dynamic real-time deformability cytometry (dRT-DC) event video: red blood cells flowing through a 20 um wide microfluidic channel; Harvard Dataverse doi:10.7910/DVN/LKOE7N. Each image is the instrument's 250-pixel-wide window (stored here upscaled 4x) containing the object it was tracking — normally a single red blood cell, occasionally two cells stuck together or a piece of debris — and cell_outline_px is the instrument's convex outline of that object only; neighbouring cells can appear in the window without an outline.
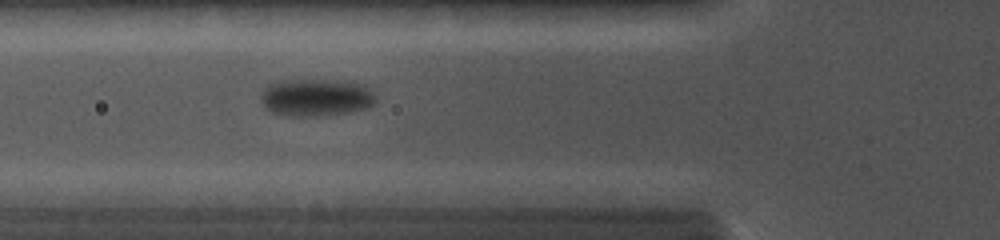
{"species": "common noctule bat (a hibernating species)", "species_latin": "Nyctalus noctula", "temperature_condition": "cold", "stored_images_in_passage": 7, "camera_frame_rate_fps": 5000, "um_per_image_px": 0.085, "animal": {"sex": "female", "body_mass_g": 19.0, "forearm_length_mm": 56.7}, "frame": {"image": 1, "passage_image": 6, "time_ms": 3.0, "image_size_px": [1000, 240], "cell_outline_px": [[376, 104], [368, 108], [356, 112], [324, 116], [288, 116], [272, 112], [264, 108], [260, 104], [260, 96], [264, 88], [268, 84], [276, 80], [348, 80], [364, 84], [376, 96]], "centroid_in_image_um": [26.88, 8.29], "position_along_channel_um": 98.9, "area_um2": 26.01}}
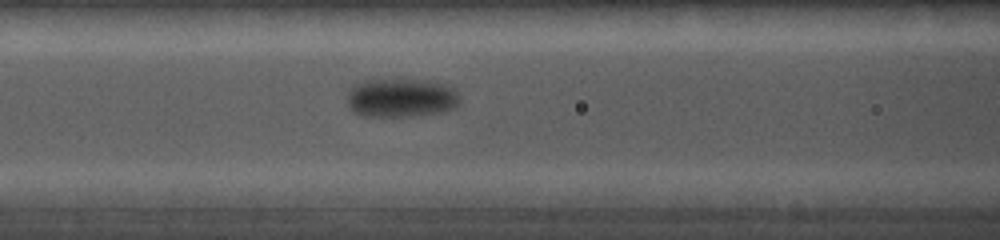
{"frame": {"image": 2, "passage_image": 7, "time_ms": 3.8, "image_size_px": [1000, 240], "cell_outline_px": [[460, 100], [452, 108], [444, 112], [412, 116], [360, 116], [352, 112], [348, 108], [348, 88], [352, 84], [360, 80], [428, 80], [444, 84], [452, 88], [460, 96]], "centroid_in_image_um": [34.03, 8.32], "position_along_channel_um": 132.6, "area_um2": 25.78}}